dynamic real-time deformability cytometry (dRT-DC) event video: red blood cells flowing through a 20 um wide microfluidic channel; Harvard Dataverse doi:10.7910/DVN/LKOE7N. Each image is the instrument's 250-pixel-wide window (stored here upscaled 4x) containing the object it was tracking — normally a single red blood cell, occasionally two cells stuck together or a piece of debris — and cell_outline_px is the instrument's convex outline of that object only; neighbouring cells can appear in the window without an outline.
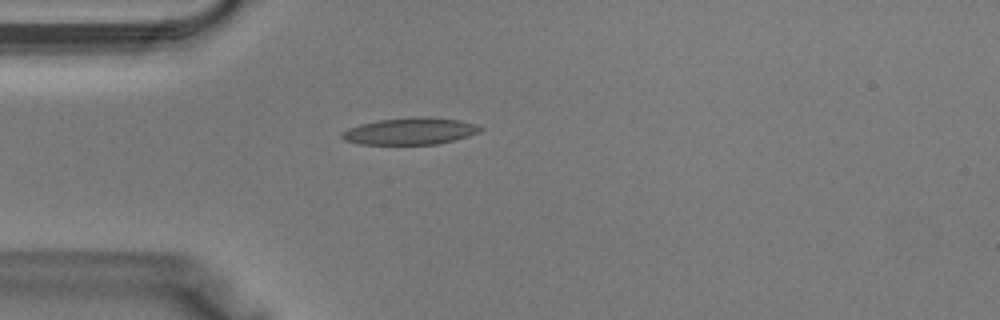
{"species": "Egyptian fruit bat (a non-hibernating species)", "species_latin": "Rousettus aegyptiacus", "temperature_condition": "warm", "stored_images_in_passage": 38, "camera_frame_rate_fps": 3000, "um_per_image_px": 0.085, "animal": {"sex": "male"}, "frame": {"image": 1, "passage_image": 10, "time_ms": 3.0, "image_size_px": [1000, 320], "cell_outline_px": [[484, 128], [480, 132], [468, 136], [436, 144], [360, 144], [344, 140], [340, 136], [340, 132], [348, 128], [360, 124], [380, 120], [412, 116], [432, 116], [460, 120], [476, 124]], "centroid_in_image_um": [34.87, 11.13], "position_along_channel_um": 50.1, "area_um2": 21.85}}
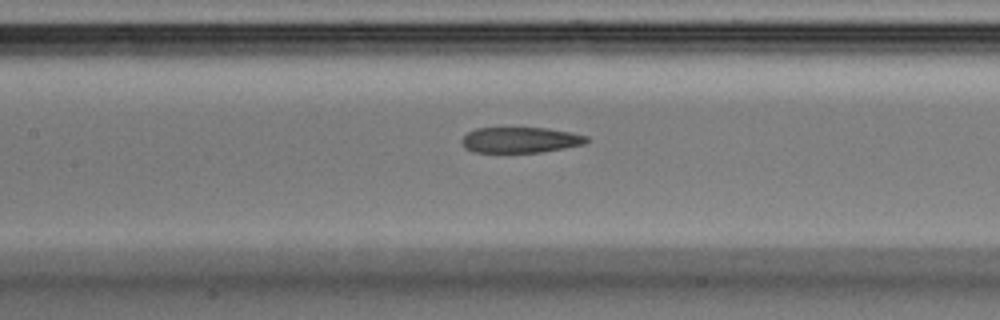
{"frame": {"image": 2, "passage_image": 17, "time_ms": 5.333, "image_size_px": [1000, 320], "cell_outline_px": [[592, 140], [584, 144], [564, 148], [540, 152], [472, 152], [464, 148], [460, 140], [468, 132], [476, 128], [548, 128], [572, 132], [588, 136]], "centroid_in_image_um": [44.25, 11.89], "position_along_channel_um": 163.1, "area_um2": 18.84}}
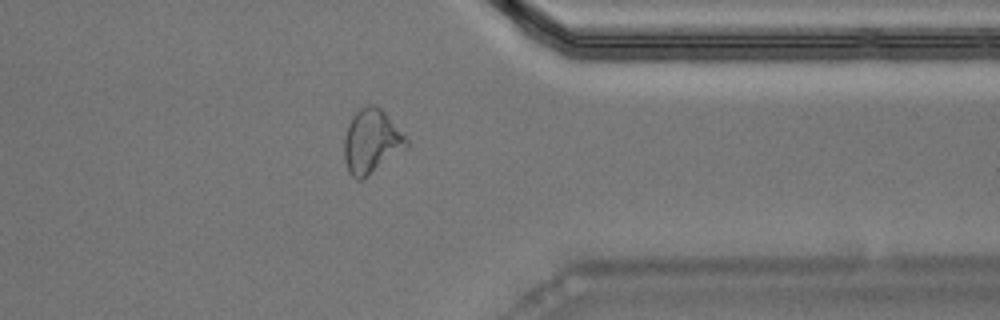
{"frame": {"image": 3, "passage_image": 30, "time_ms": 9.667, "image_size_px": [1000, 320], "cell_outline_px": [[408, 148], [368, 176], [360, 180], [356, 180], [348, 172], [344, 160], [344, 136], [348, 124], [352, 116], [364, 104], [372, 104], [380, 108], [384, 112], [408, 140]], "centroid_in_image_um": [31.55, 12.04], "position_along_channel_um": 379.8, "area_um2": 23.35}}